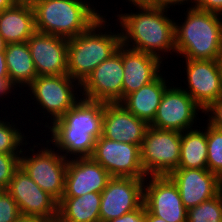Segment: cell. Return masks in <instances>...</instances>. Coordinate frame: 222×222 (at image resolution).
Instances as JSON below:
<instances>
[{"label":"cell","mask_w":222,"mask_h":222,"mask_svg":"<svg viewBox=\"0 0 222 222\" xmlns=\"http://www.w3.org/2000/svg\"><path fill=\"white\" fill-rule=\"evenodd\" d=\"M104 102L91 101L84 98L69 109L60 119L54 121L51 142L63 156L68 154L78 158L90 157L96 140L102 135Z\"/></svg>","instance_id":"1"},{"label":"cell","mask_w":222,"mask_h":222,"mask_svg":"<svg viewBox=\"0 0 222 222\" xmlns=\"http://www.w3.org/2000/svg\"><path fill=\"white\" fill-rule=\"evenodd\" d=\"M139 12L118 14L121 44L154 55L175 50V21L167 17V8L159 5L136 6ZM141 10V11H140ZM166 14V15H165ZM132 44H129V43ZM172 51V52H171Z\"/></svg>","instance_id":"2"},{"label":"cell","mask_w":222,"mask_h":222,"mask_svg":"<svg viewBox=\"0 0 222 222\" xmlns=\"http://www.w3.org/2000/svg\"><path fill=\"white\" fill-rule=\"evenodd\" d=\"M184 23L175 22V50L185 59L221 60L220 14L189 7ZM179 25V26H178Z\"/></svg>","instance_id":"3"},{"label":"cell","mask_w":222,"mask_h":222,"mask_svg":"<svg viewBox=\"0 0 222 222\" xmlns=\"http://www.w3.org/2000/svg\"><path fill=\"white\" fill-rule=\"evenodd\" d=\"M105 20L107 19L101 16L85 32L68 39L67 74L75 83L81 85L91 72L121 45L120 33L101 32V28H106Z\"/></svg>","instance_id":"4"},{"label":"cell","mask_w":222,"mask_h":222,"mask_svg":"<svg viewBox=\"0 0 222 222\" xmlns=\"http://www.w3.org/2000/svg\"><path fill=\"white\" fill-rule=\"evenodd\" d=\"M87 1L39 0L34 6L36 32L66 39L85 32L102 15Z\"/></svg>","instance_id":"5"},{"label":"cell","mask_w":222,"mask_h":222,"mask_svg":"<svg viewBox=\"0 0 222 222\" xmlns=\"http://www.w3.org/2000/svg\"><path fill=\"white\" fill-rule=\"evenodd\" d=\"M181 132L148 126L140 147L142 168L147 176H169L178 168Z\"/></svg>","instance_id":"6"},{"label":"cell","mask_w":222,"mask_h":222,"mask_svg":"<svg viewBox=\"0 0 222 222\" xmlns=\"http://www.w3.org/2000/svg\"><path fill=\"white\" fill-rule=\"evenodd\" d=\"M54 150L55 148L52 150L47 146L34 154L31 148L33 156H23L25 153L22 150L20 166L43 191L59 202L65 190L68 159L62 154L59 155V151L55 153Z\"/></svg>","instance_id":"7"},{"label":"cell","mask_w":222,"mask_h":222,"mask_svg":"<svg viewBox=\"0 0 222 222\" xmlns=\"http://www.w3.org/2000/svg\"><path fill=\"white\" fill-rule=\"evenodd\" d=\"M18 204L22 217L36 218L43 222L57 220L58 202L43 191L19 166L5 189Z\"/></svg>","instance_id":"8"},{"label":"cell","mask_w":222,"mask_h":222,"mask_svg":"<svg viewBox=\"0 0 222 222\" xmlns=\"http://www.w3.org/2000/svg\"><path fill=\"white\" fill-rule=\"evenodd\" d=\"M100 164L111 177H134L146 179L140 159L138 145L114 141L103 137L96 140L94 150L90 156Z\"/></svg>","instance_id":"9"},{"label":"cell","mask_w":222,"mask_h":222,"mask_svg":"<svg viewBox=\"0 0 222 222\" xmlns=\"http://www.w3.org/2000/svg\"><path fill=\"white\" fill-rule=\"evenodd\" d=\"M74 82L75 80L68 74L37 76L28 89L31 90L30 92L33 94L31 97L35 98L37 104L51 115L50 119L53 123L80 100L75 96L77 94L75 89H78L80 84L75 85ZM77 85L78 87H76Z\"/></svg>","instance_id":"10"},{"label":"cell","mask_w":222,"mask_h":222,"mask_svg":"<svg viewBox=\"0 0 222 222\" xmlns=\"http://www.w3.org/2000/svg\"><path fill=\"white\" fill-rule=\"evenodd\" d=\"M122 44L107 60L96 67L80 85L82 98L104 103H119L122 100L124 75Z\"/></svg>","instance_id":"11"},{"label":"cell","mask_w":222,"mask_h":222,"mask_svg":"<svg viewBox=\"0 0 222 222\" xmlns=\"http://www.w3.org/2000/svg\"><path fill=\"white\" fill-rule=\"evenodd\" d=\"M147 179L112 177L101 192L100 222H107L138 209L143 204Z\"/></svg>","instance_id":"12"},{"label":"cell","mask_w":222,"mask_h":222,"mask_svg":"<svg viewBox=\"0 0 222 222\" xmlns=\"http://www.w3.org/2000/svg\"><path fill=\"white\" fill-rule=\"evenodd\" d=\"M203 109L182 87L169 86L161 99L160 105L150 126L162 130L183 132L192 129L197 111Z\"/></svg>","instance_id":"13"},{"label":"cell","mask_w":222,"mask_h":222,"mask_svg":"<svg viewBox=\"0 0 222 222\" xmlns=\"http://www.w3.org/2000/svg\"><path fill=\"white\" fill-rule=\"evenodd\" d=\"M146 179L149 183L144 184L145 208L167 222H187V209L172 179L169 176H147Z\"/></svg>","instance_id":"14"},{"label":"cell","mask_w":222,"mask_h":222,"mask_svg":"<svg viewBox=\"0 0 222 222\" xmlns=\"http://www.w3.org/2000/svg\"><path fill=\"white\" fill-rule=\"evenodd\" d=\"M186 60V92L203 109L222 97L221 60Z\"/></svg>","instance_id":"15"},{"label":"cell","mask_w":222,"mask_h":222,"mask_svg":"<svg viewBox=\"0 0 222 222\" xmlns=\"http://www.w3.org/2000/svg\"><path fill=\"white\" fill-rule=\"evenodd\" d=\"M169 177L177 185L182 203L188 210L222 191V179L206 169H175Z\"/></svg>","instance_id":"16"},{"label":"cell","mask_w":222,"mask_h":222,"mask_svg":"<svg viewBox=\"0 0 222 222\" xmlns=\"http://www.w3.org/2000/svg\"><path fill=\"white\" fill-rule=\"evenodd\" d=\"M27 44L38 76L67 74L68 39L35 32Z\"/></svg>","instance_id":"17"},{"label":"cell","mask_w":222,"mask_h":222,"mask_svg":"<svg viewBox=\"0 0 222 222\" xmlns=\"http://www.w3.org/2000/svg\"><path fill=\"white\" fill-rule=\"evenodd\" d=\"M76 158V159H75ZM66 168L63 197H78L86 193H101L111 175L91 157L72 158Z\"/></svg>","instance_id":"18"},{"label":"cell","mask_w":222,"mask_h":222,"mask_svg":"<svg viewBox=\"0 0 222 222\" xmlns=\"http://www.w3.org/2000/svg\"><path fill=\"white\" fill-rule=\"evenodd\" d=\"M148 126L120 103H105L103 137L141 147Z\"/></svg>","instance_id":"19"},{"label":"cell","mask_w":222,"mask_h":222,"mask_svg":"<svg viewBox=\"0 0 222 222\" xmlns=\"http://www.w3.org/2000/svg\"><path fill=\"white\" fill-rule=\"evenodd\" d=\"M124 75L122 99L153 81L160 74L162 60L154 55L134 50L122 44Z\"/></svg>","instance_id":"20"},{"label":"cell","mask_w":222,"mask_h":222,"mask_svg":"<svg viewBox=\"0 0 222 222\" xmlns=\"http://www.w3.org/2000/svg\"><path fill=\"white\" fill-rule=\"evenodd\" d=\"M160 73L153 81L125 96L119 103L138 119L150 125L157 113L168 82Z\"/></svg>","instance_id":"21"},{"label":"cell","mask_w":222,"mask_h":222,"mask_svg":"<svg viewBox=\"0 0 222 222\" xmlns=\"http://www.w3.org/2000/svg\"><path fill=\"white\" fill-rule=\"evenodd\" d=\"M35 32L32 6L14 5L0 13V34L7 44L27 42Z\"/></svg>","instance_id":"22"},{"label":"cell","mask_w":222,"mask_h":222,"mask_svg":"<svg viewBox=\"0 0 222 222\" xmlns=\"http://www.w3.org/2000/svg\"><path fill=\"white\" fill-rule=\"evenodd\" d=\"M101 193L62 197L58 202L59 222H100Z\"/></svg>","instance_id":"23"},{"label":"cell","mask_w":222,"mask_h":222,"mask_svg":"<svg viewBox=\"0 0 222 222\" xmlns=\"http://www.w3.org/2000/svg\"><path fill=\"white\" fill-rule=\"evenodd\" d=\"M5 58L12 87L29 86L38 76L27 42L7 44Z\"/></svg>","instance_id":"24"},{"label":"cell","mask_w":222,"mask_h":222,"mask_svg":"<svg viewBox=\"0 0 222 222\" xmlns=\"http://www.w3.org/2000/svg\"><path fill=\"white\" fill-rule=\"evenodd\" d=\"M207 129H188L181 133V149L178 168H207Z\"/></svg>","instance_id":"25"},{"label":"cell","mask_w":222,"mask_h":222,"mask_svg":"<svg viewBox=\"0 0 222 222\" xmlns=\"http://www.w3.org/2000/svg\"><path fill=\"white\" fill-rule=\"evenodd\" d=\"M187 222H222V191L187 210Z\"/></svg>","instance_id":"26"},{"label":"cell","mask_w":222,"mask_h":222,"mask_svg":"<svg viewBox=\"0 0 222 222\" xmlns=\"http://www.w3.org/2000/svg\"><path fill=\"white\" fill-rule=\"evenodd\" d=\"M207 125V169L222 179V130Z\"/></svg>","instance_id":"27"},{"label":"cell","mask_w":222,"mask_h":222,"mask_svg":"<svg viewBox=\"0 0 222 222\" xmlns=\"http://www.w3.org/2000/svg\"><path fill=\"white\" fill-rule=\"evenodd\" d=\"M1 119V118H0ZM6 118L0 120V153L2 154H21L22 148L20 146L26 143L24 141V134L20 132L16 125L5 121ZM13 125V126H12ZM20 148V150H18Z\"/></svg>","instance_id":"28"},{"label":"cell","mask_w":222,"mask_h":222,"mask_svg":"<svg viewBox=\"0 0 222 222\" xmlns=\"http://www.w3.org/2000/svg\"><path fill=\"white\" fill-rule=\"evenodd\" d=\"M22 217L18 204L5 190H0V222H17Z\"/></svg>","instance_id":"29"},{"label":"cell","mask_w":222,"mask_h":222,"mask_svg":"<svg viewBox=\"0 0 222 222\" xmlns=\"http://www.w3.org/2000/svg\"><path fill=\"white\" fill-rule=\"evenodd\" d=\"M20 166V154L0 153V190L6 189L13 173Z\"/></svg>","instance_id":"30"},{"label":"cell","mask_w":222,"mask_h":222,"mask_svg":"<svg viewBox=\"0 0 222 222\" xmlns=\"http://www.w3.org/2000/svg\"><path fill=\"white\" fill-rule=\"evenodd\" d=\"M205 114L209 115V123L214 128L222 130V97L217 101L212 102L204 111ZM210 112V113H209ZM209 113V114H208Z\"/></svg>","instance_id":"31"},{"label":"cell","mask_w":222,"mask_h":222,"mask_svg":"<svg viewBox=\"0 0 222 222\" xmlns=\"http://www.w3.org/2000/svg\"><path fill=\"white\" fill-rule=\"evenodd\" d=\"M107 222H145V205L143 203L138 209Z\"/></svg>","instance_id":"32"},{"label":"cell","mask_w":222,"mask_h":222,"mask_svg":"<svg viewBox=\"0 0 222 222\" xmlns=\"http://www.w3.org/2000/svg\"><path fill=\"white\" fill-rule=\"evenodd\" d=\"M193 7L222 15V0H196Z\"/></svg>","instance_id":"33"},{"label":"cell","mask_w":222,"mask_h":222,"mask_svg":"<svg viewBox=\"0 0 222 222\" xmlns=\"http://www.w3.org/2000/svg\"><path fill=\"white\" fill-rule=\"evenodd\" d=\"M12 89L14 90L10 83L9 77H0V97L2 98V96L5 94L11 93L10 90Z\"/></svg>","instance_id":"34"},{"label":"cell","mask_w":222,"mask_h":222,"mask_svg":"<svg viewBox=\"0 0 222 222\" xmlns=\"http://www.w3.org/2000/svg\"><path fill=\"white\" fill-rule=\"evenodd\" d=\"M190 1V0H157L156 5L162 6L163 8H170L172 5H182L184 2ZM193 4H195L196 0H191Z\"/></svg>","instance_id":"35"},{"label":"cell","mask_w":222,"mask_h":222,"mask_svg":"<svg viewBox=\"0 0 222 222\" xmlns=\"http://www.w3.org/2000/svg\"><path fill=\"white\" fill-rule=\"evenodd\" d=\"M0 77H9L6 65L5 52H0Z\"/></svg>","instance_id":"36"},{"label":"cell","mask_w":222,"mask_h":222,"mask_svg":"<svg viewBox=\"0 0 222 222\" xmlns=\"http://www.w3.org/2000/svg\"><path fill=\"white\" fill-rule=\"evenodd\" d=\"M132 2L134 6H149V5H156L157 0H128Z\"/></svg>","instance_id":"37"},{"label":"cell","mask_w":222,"mask_h":222,"mask_svg":"<svg viewBox=\"0 0 222 222\" xmlns=\"http://www.w3.org/2000/svg\"><path fill=\"white\" fill-rule=\"evenodd\" d=\"M145 222H167L164 219L152 215L146 208H145Z\"/></svg>","instance_id":"38"},{"label":"cell","mask_w":222,"mask_h":222,"mask_svg":"<svg viewBox=\"0 0 222 222\" xmlns=\"http://www.w3.org/2000/svg\"><path fill=\"white\" fill-rule=\"evenodd\" d=\"M15 5L13 0H0V13Z\"/></svg>","instance_id":"39"},{"label":"cell","mask_w":222,"mask_h":222,"mask_svg":"<svg viewBox=\"0 0 222 222\" xmlns=\"http://www.w3.org/2000/svg\"><path fill=\"white\" fill-rule=\"evenodd\" d=\"M15 5L34 6L39 0H13Z\"/></svg>","instance_id":"40"},{"label":"cell","mask_w":222,"mask_h":222,"mask_svg":"<svg viewBox=\"0 0 222 222\" xmlns=\"http://www.w3.org/2000/svg\"><path fill=\"white\" fill-rule=\"evenodd\" d=\"M17 222H43L36 218L21 217Z\"/></svg>","instance_id":"41"},{"label":"cell","mask_w":222,"mask_h":222,"mask_svg":"<svg viewBox=\"0 0 222 222\" xmlns=\"http://www.w3.org/2000/svg\"><path fill=\"white\" fill-rule=\"evenodd\" d=\"M7 43L4 41L0 34V52H5Z\"/></svg>","instance_id":"42"}]
</instances>
